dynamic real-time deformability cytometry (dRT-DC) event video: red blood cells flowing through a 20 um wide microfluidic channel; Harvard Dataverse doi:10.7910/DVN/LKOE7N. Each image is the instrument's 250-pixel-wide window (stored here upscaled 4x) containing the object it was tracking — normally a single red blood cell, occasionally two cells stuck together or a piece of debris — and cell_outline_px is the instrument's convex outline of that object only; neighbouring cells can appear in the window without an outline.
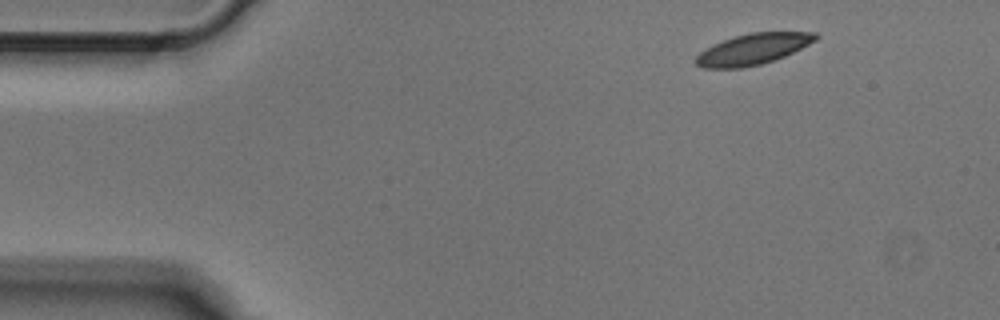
{"species": "Egyptian fruit bat (a non-hibernating species)", "species_latin": "Rousettus aegyptiacus", "temperature_condition": "cold", "stored_images_in_passage": 3, "camera_frame_rate_fps": 3000, "um_per_image_px": 0.085, "animal": {"sex": "male"}, "frame": {"image": 1, "passage_image": 1, "time_ms": 0.0, "image_size_px": [1000, 320], "cell_outline_px": [[820, 36], [816, 40], [784, 56], [760, 64], [740, 68], [704, 68], [696, 64], [692, 60], [704, 48], [712, 44], [736, 36], [752, 32], [816, 32]], "centroid_in_image_um": [63.96, 4.17], "position_along_channel_um": 21.0, "area_um2": 21.44}}